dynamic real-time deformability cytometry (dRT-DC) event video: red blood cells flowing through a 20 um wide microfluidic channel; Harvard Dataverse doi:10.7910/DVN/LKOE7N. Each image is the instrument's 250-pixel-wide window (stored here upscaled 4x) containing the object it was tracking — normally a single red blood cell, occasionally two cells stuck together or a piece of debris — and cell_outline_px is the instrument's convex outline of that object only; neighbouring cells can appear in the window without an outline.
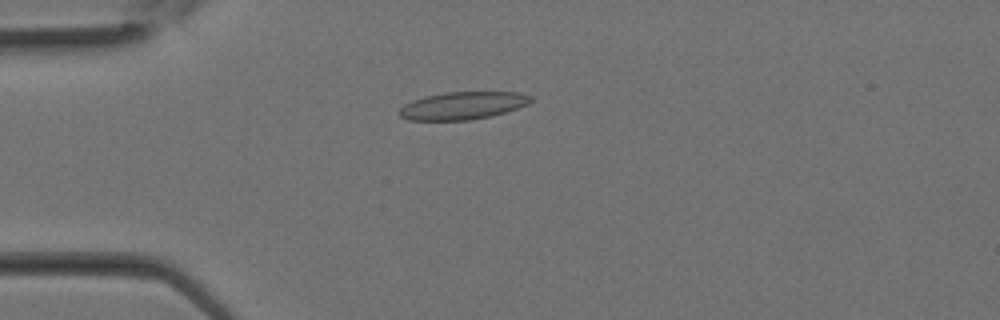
{"species": "Egyptian fruit bat (a non-hibernating species)", "species_latin": "Rousettus aegyptiacus", "temperature_condition": "room temperature", "stored_images_in_passage": 31, "camera_frame_rate_fps": 3000, "um_per_image_px": 0.085, "animal": {"sex": "female"}, "frame": {"image": 1, "passage_image": 8, "time_ms": 2.333, "image_size_px": [1000, 320], "cell_outline_px": [[536, 100], [528, 104], [492, 116], [472, 120], [408, 120], [400, 116], [400, 108], [404, 104], [412, 100], [424, 96], [444, 92], [516, 92], [532, 96]], "centroid_in_image_um": [39.34, 8.97], "position_along_channel_um": 45.7, "area_um2": 21.27}}
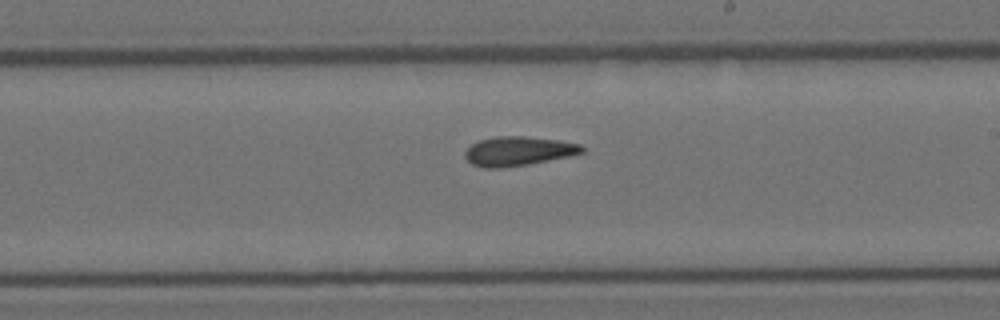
{"frame": {"image": 2, "passage_image": 18, "time_ms": 5.667, "image_size_px": [1000, 320], "cell_outline_px": [[584, 152], [568, 156], [528, 164], [500, 168], [484, 168], [472, 164], [464, 156], [464, 152], [472, 144], [480, 140], [496, 136], [524, 136], [560, 140], [580, 144], [584, 148]], "centroid_in_image_um": [44.04, 12.84], "position_along_channel_um": 245.0, "area_um2": 19.83}}
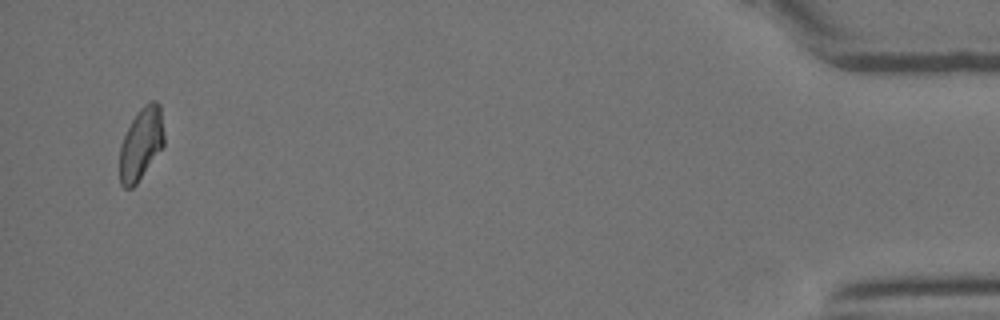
{"frame": {"image": 3, "passage_image": 30, "time_ms": 9.667, "image_size_px": [1000, 320], "cell_outline_px": [[164, 144], [136, 184], [132, 188], [124, 188], [120, 184], [120, 144], [132, 120], [140, 108], [148, 100], [156, 100], [160, 104], [164, 132]], "centroid_in_image_um": [12.0, 12.18], "position_along_channel_um": 423.2, "area_um2": 18.61}}